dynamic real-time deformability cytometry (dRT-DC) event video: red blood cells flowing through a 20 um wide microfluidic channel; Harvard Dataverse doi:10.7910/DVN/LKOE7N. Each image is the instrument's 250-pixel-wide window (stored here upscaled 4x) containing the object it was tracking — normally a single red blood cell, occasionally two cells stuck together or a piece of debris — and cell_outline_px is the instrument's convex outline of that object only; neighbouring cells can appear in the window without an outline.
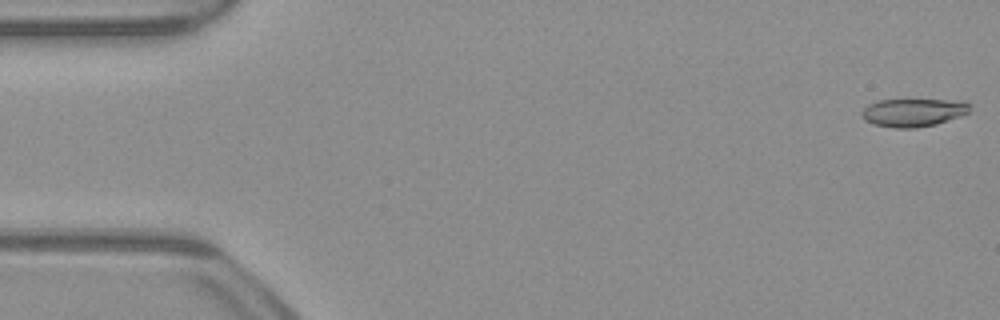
{"species": "common noctule bat (a hibernating species)", "species_latin": "Nyctalus noctula", "temperature_condition": "warm", "stored_images_in_passage": 24, "camera_frame_rate_fps": 3000, "um_per_image_px": 0.085, "animal": {"sex": "male", "body_mass_g": 23.1, "forearm_length_mm": 52.7}, "frame": {"image": 1, "passage_image": 1, "time_ms": 0.0, "image_size_px": [1000, 320], "cell_outline_px": [[972, 104], [968, 112], [960, 116], [936, 124], [916, 128], [896, 128], [872, 124], [864, 120], [860, 112], [868, 104], [876, 100], [964, 100]], "centroid_in_image_um": [77.62, 9.55], "position_along_channel_um": 7.4, "area_um2": 17.86}}
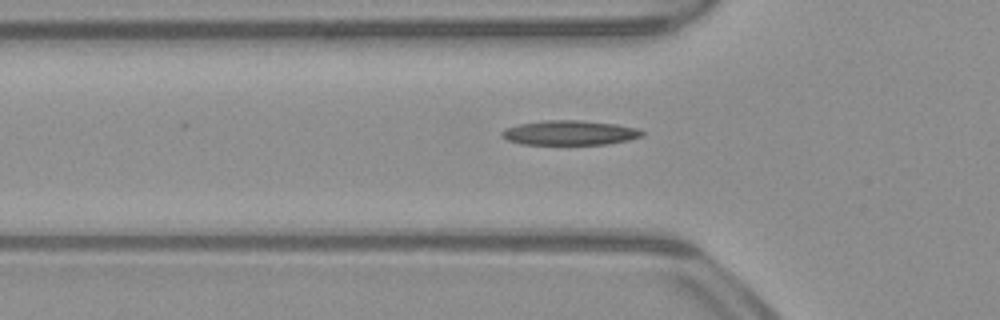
{"frame": {"image": 2, "passage_image": 17, "time_ms": 5.333, "image_size_px": [1000, 320], "cell_outline_px": [[644, 136], [628, 140], [608, 144], [520, 144], [508, 140], [500, 136], [500, 132], [504, 128], [520, 124], [544, 120], [580, 120], [616, 124], [636, 128], [644, 132]], "centroid_in_image_um": [48.4, 11.28], "position_along_channel_um": 77.4, "area_um2": 20.17}}
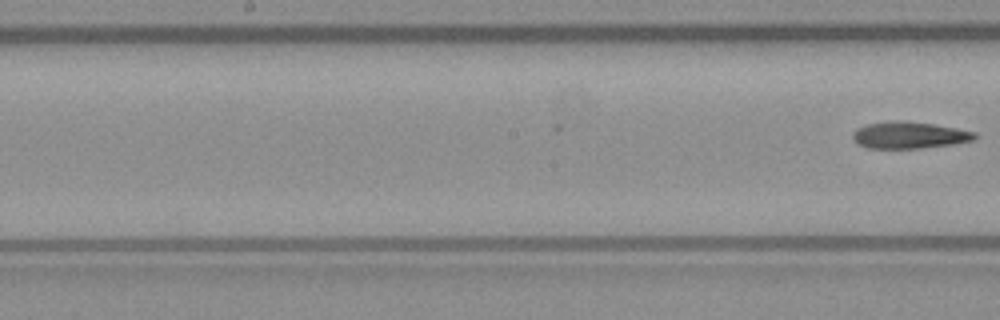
{"frame": {"image": 3, "passage_image": 24, "time_ms": 7.667, "image_size_px": [1000, 320], "cell_outline_px": [[980, 136], [976, 140], [952, 144], [924, 148], [868, 148], [856, 144], [852, 140], [852, 132], [856, 128], [868, 124], [892, 120], [904, 120], [932, 124], [956, 128], [976, 132]], "centroid_in_image_um": [77.29, 11.49], "position_along_channel_um": 170.9, "area_um2": 19.36}}